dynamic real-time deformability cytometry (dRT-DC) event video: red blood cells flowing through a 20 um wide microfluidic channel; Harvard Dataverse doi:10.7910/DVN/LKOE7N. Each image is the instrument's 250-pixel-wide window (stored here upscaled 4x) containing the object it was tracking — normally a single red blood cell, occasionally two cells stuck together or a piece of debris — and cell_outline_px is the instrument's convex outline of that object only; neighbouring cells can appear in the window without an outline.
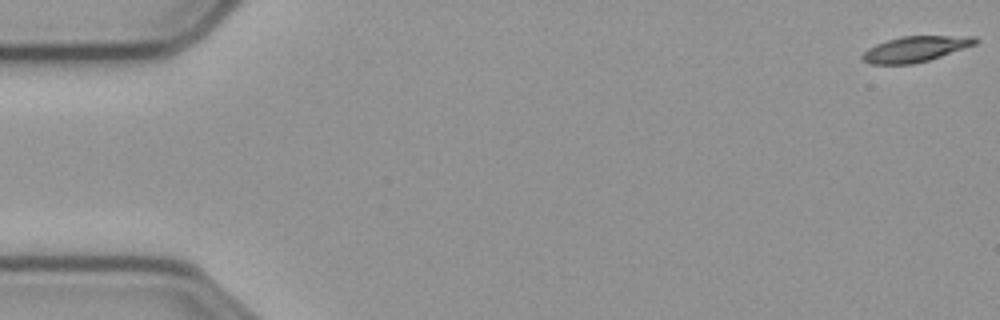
{"species": "common noctule bat (a hibernating species)", "species_latin": "Nyctalus noctula", "temperature_condition": "cold", "stored_images_in_passage": 58, "camera_frame_rate_fps": 3000, "um_per_image_px": 0.085, "animal": {"sex": "male", "body_mass_g": 23.1, "forearm_length_mm": 52.7}, "frame": {"image": 1, "passage_image": 1, "time_ms": 0.0, "image_size_px": [1000, 320], "cell_outline_px": [[980, 40], [976, 44], [928, 60], [912, 64], [872, 64], [864, 60], [860, 56], [868, 48], [876, 44], [900, 36], [976, 36]], "centroid_in_image_um": [77.82, 4.16], "position_along_channel_um": 7.2, "area_um2": 16.7}}
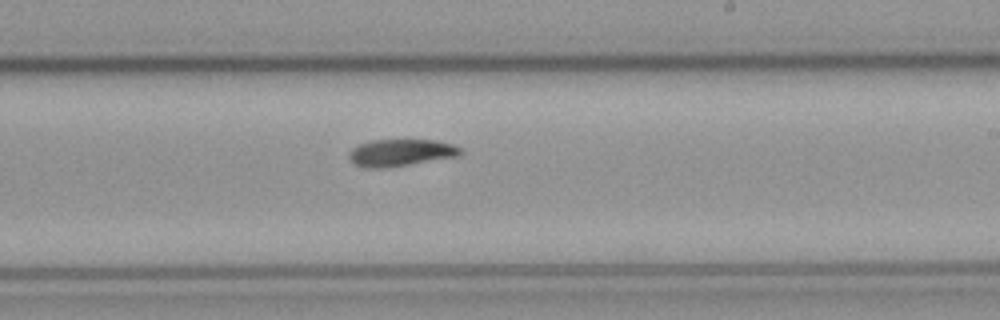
{"frame": {"image": 2, "passage_image": 34, "time_ms": 11.0, "image_size_px": [1000, 320], "cell_outline_px": [[464, 152], [460, 156], [384, 168], [364, 168], [356, 164], [348, 156], [348, 152], [352, 148], [360, 144], [372, 140], [436, 140], [452, 144], [460, 148]], "centroid_in_image_um": [34.08, 12.97], "position_along_channel_um": 254.9, "area_um2": 17.51}}
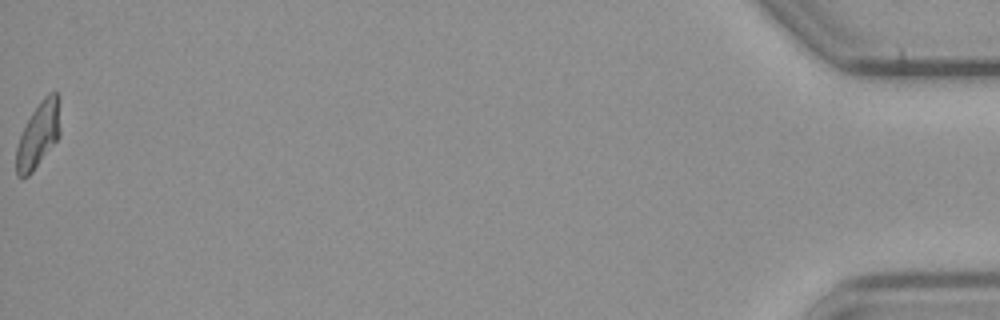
{"frame": {"image": 3, "passage_image": 58, "time_ms": 19.0, "image_size_px": [1000, 320], "cell_outline_px": [[60, 136], [32, 172], [28, 176], [16, 176], [16, 148], [20, 136], [32, 112], [40, 100], [48, 92], [56, 92], [60, 96]], "centroid_in_image_um": [3.29, 11.41], "position_along_channel_um": 431.9, "area_um2": 16.88}, "authors_computed_cell_mechanics": {"area_um2": 17.4845, "velocity_mm_per_s": 3.5812, "shape_relaxation_time_tau1_ms": 5.1033, "shape_relaxation_time_tau2_ms": null, "deformation_change_tau1": 0.1429, "deformation_change_tau2": null}}